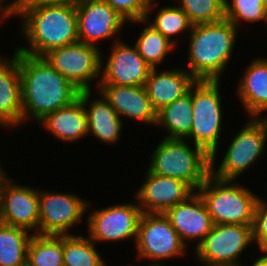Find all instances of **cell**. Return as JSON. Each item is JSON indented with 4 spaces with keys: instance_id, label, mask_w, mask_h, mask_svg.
Masks as SVG:
<instances>
[{
    "instance_id": "1",
    "label": "cell",
    "mask_w": 267,
    "mask_h": 266,
    "mask_svg": "<svg viewBox=\"0 0 267 266\" xmlns=\"http://www.w3.org/2000/svg\"><path fill=\"white\" fill-rule=\"evenodd\" d=\"M19 69L24 123L30 118L40 121L79 97L80 90L44 57L19 52Z\"/></svg>"
},
{
    "instance_id": "2",
    "label": "cell",
    "mask_w": 267,
    "mask_h": 266,
    "mask_svg": "<svg viewBox=\"0 0 267 266\" xmlns=\"http://www.w3.org/2000/svg\"><path fill=\"white\" fill-rule=\"evenodd\" d=\"M22 31L30 48L17 51L43 57L49 51L79 41L75 4L23 8Z\"/></svg>"
},
{
    "instance_id": "3",
    "label": "cell",
    "mask_w": 267,
    "mask_h": 266,
    "mask_svg": "<svg viewBox=\"0 0 267 266\" xmlns=\"http://www.w3.org/2000/svg\"><path fill=\"white\" fill-rule=\"evenodd\" d=\"M237 29L226 18L192 26L188 70L196 80L220 81L232 56Z\"/></svg>"
},
{
    "instance_id": "4",
    "label": "cell",
    "mask_w": 267,
    "mask_h": 266,
    "mask_svg": "<svg viewBox=\"0 0 267 266\" xmlns=\"http://www.w3.org/2000/svg\"><path fill=\"white\" fill-rule=\"evenodd\" d=\"M220 179L211 173L198 188L212 222L216 224L253 225L259 196L245 186ZM232 184V185H231Z\"/></svg>"
},
{
    "instance_id": "5",
    "label": "cell",
    "mask_w": 267,
    "mask_h": 266,
    "mask_svg": "<svg viewBox=\"0 0 267 266\" xmlns=\"http://www.w3.org/2000/svg\"><path fill=\"white\" fill-rule=\"evenodd\" d=\"M194 147L191 148L185 139L164 137L151 155L148 170L181 179L197 191L210 174V155L201 147Z\"/></svg>"
},
{
    "instance_id": "6",
    "label": "cell",
    "mask_w": 267,
    "mask_h": 266,
    "mask_svg": "<svg viewBox=\"0 0 267 266\" xmlns=\"http://www.w3.org/2000/svg\"><path fill=\"white\" fill-rule=\"evenodd\" d=\"M219 83L196 80L192 85L193 125L187 138L194 140V145L210 155V165L215 164L223 120Z\"/></svg>"
},
{
    "instance_id": "7",
    "label": "cell",
    "mask_w": 267,
    "mask_h": 266,
    "mask_svg": "<svg viewBox=\"0 0 267 266\" xmlns=\"http://www.w3.org/2000/svg\"><path fill=\"white\" fill-rule=\"evenodd\" d=\"M247 122L229 144L217 171L210 165V173L215 177L234 181L262 155L267 140V117H252Z\"/></svg>"
},
{
    "instance_id": "8",
    "label": "cell",
    "mask_w": 267,
    "mask_h": 266,
    "mask_svg": "<svg viewBox=\"0 0 267 266\" xmlns=\"http://www.w3.org/2000/svg\"><path fill=\"white\" fill-rule=\"evenodd\" d=\"M251 242V225L216 224L194 253L205 266H241L237 259Z\"/></svg>"
},
{
    "instance_id": "9",
    "label": "cell",
    "mask_w": 267,
    "mask_h": 266,
    "mask_svg": "<svg viewBox=\"0 0 267 266\" xmlns=\"http://www.w3.org/2000/svg\"><path fill=\"white\" fill-rule=\"evenodd\" d=\"M100 52L99 47L78 41L53 49L43 57L80 91H89V82L100 75Z\"/></svg>"
},
{
    "instance_id": "10",
    "label": "cell",
    "mask_w": 267,
    "mask_h": 266,
    "mask_svg": "<svg viewBox=\"0 0 267 266\" xmlns=\"http://www.w3.org/2000/svg\"><path fill=\"white\" fill-rule=\"evenodd\" d=\"M138 258L159 260L182 256L185 245L164 213H142L136 239Z\"/></svg>"
},
{
    "instance_id": "11",
    "label": "cell",
    "mask_w": 267,
    "mask_h": 266,
    "mask_svg": "<svg viewBox=\"0 0 267 266\" xmlns=\"http://www.w3.org/2000/svg\"><path fill=\"white\" fill-rule=\"evenodd\" d=\"M88 202L69 193L39 191L38 235H71L68 232L86 212Z\"/></svg>"
},
{
    "instance_id": "12",
    "label": "cell",
    "mask_w": 267,
    "mask_h": 266,
    "mask_svg": "<svg viewBox=\"0 0 267 266\" xmlns=\"http://www.w3.org/2000/svg\"><path fill=\"white\" fill-rule=\"evenodd\" d=\"M142 210L137 204H116L90 213L89 238L96 242L137 239Z\"/></svg>"
},
{
    "instance_id": "13",
    "label": "cell",
    "mask_w": 267,
    "mask_h": 266,
    "mask_svg": "<svg viewBox=\"0 0 267 266\" xmlns=\"http://www.w3.org/2000/svg\"><path fill=\"white\" fill-rule=\"evenodd\" d=\"M75 8L79 41L95 47L100 40L114 38L127 21L102 0H79Z\"/></svg>"
},
{
    "instance_id": "14",
    "label": "cell",
    "mask_w": 267,
    "mask_h": 266,
    "mask_svg": "<svg viewBox=\"0 0 267 266\" xmlns=\"http://www.w3.org/2000/svg\"><path fill=\"white\" fill-rule=\"evenodd\" d=\"M8 177L3 181L0 200V222L25 230L39 228V190L13 184Z\"/></svg>"
},
{
    "instance_id": "15",
    "label": "cell",
    "mask_w": 267,
    "mask_h": 266,
    "mask_svg": "<svg viewBox=\"0 0 267 266\" xmlns=\"http://www.w3.org/2000/svg\"><path fill=\"white\" fill-rule=\"evenodd\" d=\"M110 53L104 68H102L104 63L101 59L100 74L102 75L97 85H145L152 68L144 61L135 46H129L116 39Z\"/></svg>"
},
{
    "instance_id": "16",
    "label": "cell",
    "mask_w": 267,
    "mask_h": 266,
    "mask_svg": "<svg viewBox=\"0 0 267 266\" xmlns=\"http://www.w3.org/2000/svg\"><path fill=\"white\" fill-rule=\"evenodd\" d=\"M143 182L135 194L142 213H165L195 192L181 179L157 175L149 170Z\"/></svg>"
},
{
    "instance_id": "17",
    "label": "cell",
    "mask_w": 267,
    "mask_h": 266,
    "mask_svg": "<svg viewBox=\"0 0 267 266\" xmlns=\"http://www.w3.org/2000/svg\"><path fill=\"white\" fill-rule=\"evenodd\" d=\"M164 214L185 246L184 241L193 239L197 241V247L214 225L208 209L197 191L185 201L168 209Z\"/></svg>"
},
{
    "instance_id": "18",
    "label": "cell",
    "mask_w": 267,
    "mask_h": 266,
    "mask_svg": "<svg viewBox=\"0 0 267 266\" xmlns=\"http://www.w3.org/2000/svg\"><path fill=\"white\" fill-rule=\"evenodd\" d=\"M100 95L111 104L121 118L129 117L156 125L157 112L153 109L144 86L99 84Z\"/></svg>"
},
{
    "instance_id": "19",
    "label": "cell",
    "mask_w": 267,
    "mask_h": 266,
    "mask_svg": "<svg viewBox=\"0 0 267 266\" xmlns=\"http://www.w3.org/2000/svg\"><path fill=\"white\" fill-rule=\"evenodd\" d=\"M23 124L22 83L19 69V51L12 60L0 57V126Z\"/></svg>"
},
{
    "instance_id": "20",
    "label": "cell",
    "mask_w": 267,
    "mask_h": 266,
    "mask_svg": "<svg viewBox=\"0 0 267 266\" xmlns=\"http://www.w3.org/2000/svg\"><path fill=\"white\" fill-rule=\"evenodd\" d=\"M157 70V68H152L144 85L156 112L182 97L196 82L188 70L183 71L179 68L161 73Z\"/></svg>"
},
{
    "instance_id": "21",
    "label": "cell",
    "mask_w": 267,
    "mask_h": 266,
    "mask_svg": "<svg viewBox=\"0 0 267 266\" xmlns=\"http://www.w3.org/2000/svg\"><path fill=\"white\" fill-rule=\"evenodd\" d=\"M38 123L43 124L54 137L63 141H77L89 134L85 103L80 97L46 115Z\"/></svg>"
},
{
    "instance_id": "22",
    "label": "cell",
    "mask_w": 267,
    "mask_h": 266,
    "mask_svg": "<svg viewBox=\"0 0 267 266\" xmlns=\"http://www.w3.org/2000/svg\"><path fill=\"white\" fill-rule=\"evenodd\" d=\"M91 90L80 91L79 97L85 103L86 117L89 123V134L97 137L101 142L114 144L120 138L123 122L115 109L104 98L89 101ZM89 101L88 108L86 107Z\"/></svg>"
},
{
    "instance_id": "23",
    "label": "cell",
    "mask_w": 267,
    "mask_h": 266,
    "mask_svg": "<svg viewBox=\"0 0 267 266\" xmlns=\"http://www.w3.org/2000/svg\"><path fill=\"white\" fill-rule=\"evenodd\" d=\"M239 81L237 93L249 116L267 110V59L253 60Z\"/></svg>"
},
{
    "instance_id": "24",
    "label": "cell",
    "mask_w": 267,
    "mask_h": 266,
    "mask_svg": "<svg viewBox=\"0 0 267 266\" xmlns=\"http://www.w3.org/2000/svg\"><path fill=\"white\" fill-rule=\"evenodd\" d=\"M192 86L182 97L157 112L156 126L167 128L165 138L187 139L193 125Z\"/></svg>"
},
{
    "instance_id": "25",
    "label": "cell",
    "mask_w": 267,
    "mask_h": 266,
    "mask_svg": "<svg viewBox=\"0 0 267 266\" xmlns=\"http://www.w3.org/2000/svg\"><path fill=\"white\" fill-rule=\"evenodd\" d=\"M28 232L0 222V266H27Z\"/></svg>"
},
{
    "instance_id": "26",
    "label": "cell",
    "mask_w": 267,
    "mask_h": 266,
    "mask_svg": "<svg viewBox=\"0 0 267 266\" xmlns=\"http://www.w3.org/2000/svg\"><path fill=\"white\" fill-rule=\"evenodd\" d=\"M27 266H64L63 235L34 233L27 247Z\"/></svg>"
},
{
    "instance_id": "27",
    "label": "cell",
    "mask_w": 267,
    "mask_h": 266,
    "mask_svg": "<svg viewBox=\"0 0 267 266\" xmlns=\"http://www.w3.org/2000/svg\"><path fill=\"white\" fill-rule=\"evenodd\" d=\"M95 244L82 235H63L64 266H106Z\"/></svg>"
},
{
    "instance_id": "28",
    "label": "cell",
    "mask_w": 267,
    "mask_h": 266,
    "mask_svg": "<svg viewBox=\"0 0 267 266\" xmlns=\"http://www.w3.org/2000/svg\"><path fill=\"white\" fill-rule=\"evenodd\" d=\"M139 34L140 37L134 46L151 68H156L158 64L163 62L167 54L176 48L172 42L150 24L145 26Z\"/></svg>"
},
{
    "instance_id": "29",
    "label": "cell",
    "mask_w": 267,
    "mask_h": 266,
    "mask_svg": "<svg viewBox=\"0 0 267 266\" xmlns=\"http://www.w3.org/2000/svg\"><path fill=\"white\" fill-rule=\"evenodd\" d=\"M165 38L172 42L175 46L176 39H171L172 36L180 34L184 31H191L192 24L189 21L187 14L179 6H169L159 9L154 21L149 23Z\"/></svg>"
},
{
    "instance_id": "30",
    "label": "cell",
    "mask_w": 267,
    "mask_h": 266,
    "mask_svg": "<svg viewBox=\"0 0 267 266\" xmlns=\"http://www.w3.org/2000/svg\"><path fill=\"white\" fill-rule=\"evenodd\" d=\"M192 25L225 19V0H179Z\"/></svg>"
},
{
    "instance_id": "31",
    "label": "cell",
    "mask_w": 267,
    "mask_h": 266,
    "mask_svg": "<svg viewBox=\"0 0 267 266\" xmlns=\"http://www.w3.org/2000/svg\"><path fill=\"white\" fill-rule=\"evenodd\" d=\"M225 18L236 28L240 21L258 22L267 21V11L263 0H225Z\"/></svg>"
},
{
    "instance_id": "32",
    "label": "cell",
    "mask_w": 267,
    "mask_h": 266,
    "mask_svg": "<svg viewBox=\"0 0 267 266\" xmlns=\"http://www.w3.org/2000/svg\"><path fill=\"white\" fill-rule=\"evenodd\" d=\"M111 5L124 19L133 23H149L147 22L149 10L157 9L152 6L153 0H102Z\"/></svg>"
},
{
    "instance_id": "33",
    "label": "cell",
    "mask_w": 267,
    "mask_h": 266,
    "mask_svg": "<svg viewBox=\"0 0 267 266\" xmlns=\"http://www.w3.org/2000/svg\"><path fill=\"white\" fill-rule=\"evenodd\" d=\"M267 202L259 199L253 219L252 232L253 241H256L258 248L267 253Z\"/></svg>"
},
{
    "instance_id": "34",
    "label": "cell",
    "mask_w": 267,
    "mask_h": 266,
    "mask_svg": "<svg viewBox=\"0 0 267 266\" xmlns=\"http://www.w3.org/2000/svg\"><path fill=\"white\" fill-rule=\"evenodd\" d=\"M4 1L6 0H0V19H2V21L10 16H17V14L18 16H21L24 0H13V2L9 3L8 5L6 3V5L3 6Z\"/></svg>"
},
{
    "instance_id": "35",
    "label": "cell",
    "mask_w": 267,
    "mask_h": 266,
    "mask_svg": "<svg viewBox=\"0 0 267 266\" xmlns=\"http://www.w3.org/2000/svg\"><path fill=\"white\" fill-rule=\"evenodd\" d=\"M79 0H24L23 8H37L51 5L76 4Z\"/></svg>"
},
{
    "instance_id": "36",
    "label": "cell",
    "mask_w": 267,
    "mask_h": 266,
    "mask_svg": "<svg viewBox=\"0 0 267 266\" xmlns=\"http://www.w3.org/2000/svg\"><path fill=\"white\" fill-rule=\"evenodd\" d=\"M263 256L257 258V260L253 263L252 266H267V253H262Z\"/></svg>"
},
{
    "instance_id": "37",
    "label": "cell",
    "mask_w": 267,
    "mask_h": 266,
    "mask_svg": "<svg viewBox=\"0 0 267 266\" xmlns=\"http://www.w3.org/2000/svg\"><path fill=\"white\" fill-rule=\"evenodd\" d=\"M7 178L6 173L3 171L2 167L0 168V200H1V189L3 186V181Z\"/></svg>"
},
{
    "instance_id": "38",
    "label": "cell",
    "mask_w": 267,
    "mask_h": 266,
    "mask_svg": "<svg viewBox=\"0 0 267 266\" xmlns=\"http://www.w3.org/2000/svg\"><path fill=\"white\" fill-rule=\"evenodd\" d=\"M149 266H163L162 263H157V262H154V264H150Z\"/></svg>"
},
{
    "instance_id": "39",
    "label": "cell",
    "mask_w": 267,
    "mask_h": 266,
    "mask_svg": "<svg viewBox=\"0 0 267 266\" xmlns=\"http://www.w3.org/2000/svg\"><path fill=\"white\" fill-rule=\"evenodd\" d=\"M263 3H264V8H265L266 11H267V0H263Z\"/></svg>"
}]
</instances>
